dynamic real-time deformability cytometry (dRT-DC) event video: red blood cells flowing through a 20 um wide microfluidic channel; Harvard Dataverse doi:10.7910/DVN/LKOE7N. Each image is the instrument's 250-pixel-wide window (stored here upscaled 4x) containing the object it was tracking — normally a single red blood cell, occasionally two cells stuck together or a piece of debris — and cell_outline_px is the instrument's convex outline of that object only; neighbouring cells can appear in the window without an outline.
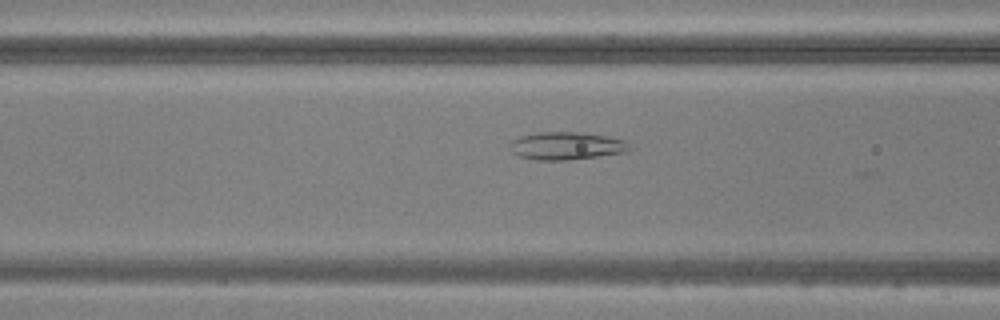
{"species": "common noctule bat (a hibernating species)", "species_latin": "Nyctalus noctula", "temperature_condition": "warm", "stored_images_in_passage": 40, "camera_frame_rate_fps": 3000, "um_per_image_px": 0.085, "animal": {"sex": "male", "body_mass_g": 20.5, "forearm_length_mm": 52.5}, "frame": {"image": 1, "passage_image": 10, "time_ms": 3.0, "image_size_px": [1000, 320], "cell_outline_px": [[632, 148], [628, 152], [568, 160], [536, 160], [520, 156], [512, 152], [508, 144], [512, 140], [520, 136], [536, 132], [576, 132], [608, 136], [628, 140]], "centroid_in_image_um": [48.18, 12.39], "position_along_channel_um": 118.4, "area_um2": 19.59}}
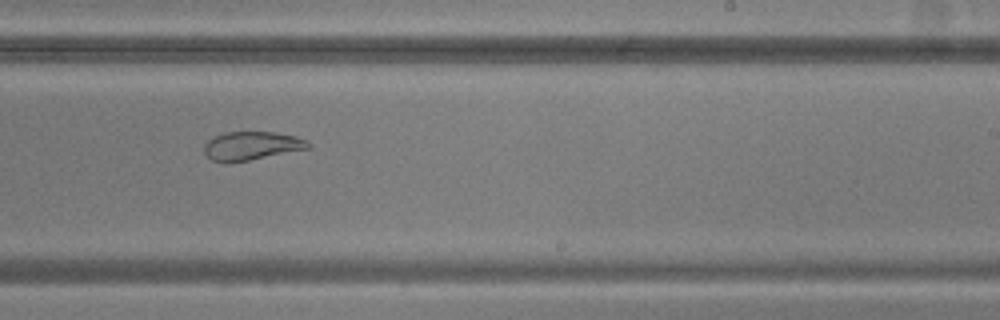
{"frame": {"image": 2, "passage_image": 21, "time_ms": 6.667, "image_size_px": [1000, 320], "cell_outline_px": [[312, 148], [248, 160], [212, 160], [204, 152], [204, 144], [208, 140], [224, 132], [276, 132], [296, 136], [308, 140], [312, 144]], "centroid_in_image_um": [21.48, 12.36], "position_along_channel_um": 267.5, "area_um2": 16.99}}
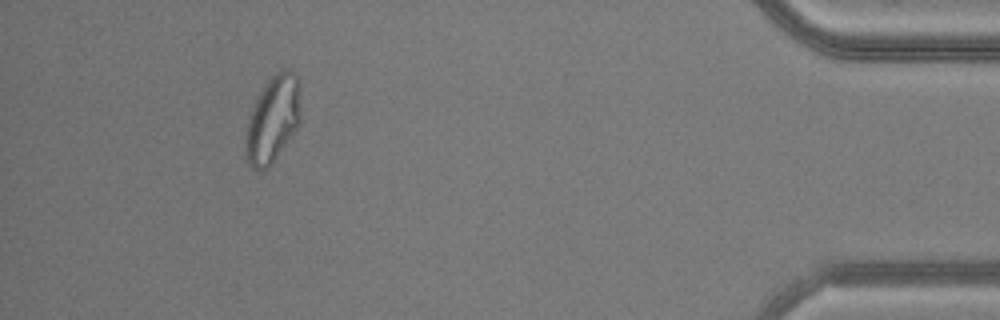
{"frame": {"image": 3, "passage_image": 36, "time_ms": 11.667, "image_size_px": [1000, 320], "cell_outline_px": [[300, 124], [268, 168], [264, 172], [256, 172], [248, 164], [244, 156], [244, 152], [248, 116], [264, 84], [280, 68], [288, 68], [296, 76], [300, 88]], "centroid_in_image_um": [23.17, 10.17], "position_along_channel_um": 412.0, "area_um2": 28.26}}